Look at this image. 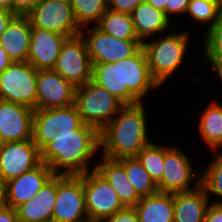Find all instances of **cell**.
I'll return each instance as SVG.
<instances>
[{"label": "cell", "instance_id": "obj_45", "mask_svg": "<svg viewBox=\"0 0 222 222\" xmlns=\"http://www.w3.org/2000/svg\"><path fill=\"white\" fill-rule=\"evenodd\" d=\"M81 222H100V221H97V220H92L90 218H87L86 220H83Z\"/></svg>", "mask_w": 222, "mask_h": 222}, {"label": "cell", "instance_id": "obj_3", "mask_svg": "<svg viewBox=\"0 0 222 222\" xmlns=\"http://www.w3.org/2000/svg\"><path fill=\"white\" fill-rule=\"evenodd\" d=\"M100 151L99 131L82 124L73 134L63 135L41 151V162L55 174L79 175L90 170L89 162Z\"/></svg>", "mask_w": 222, "mask_h": 222}, {"label": "cell", "instance_id": "obj_15", "mask_svg": "<svg viewBox=\"0 0 222 222\" xmlns=\"http://www.w3.org/2000/svg\"><path fill=\"white\" fill-rule=\"evenodd\" d=\"M37 109L67 107L75 103L76 87L53 69L37 70Z\"/></svg>", "mask_w": 222, "mask_h": 222}, {"label": "cell", "instance_id": "obj_37", "mask_svg": "<svg viewBox=\"0 0 222 222\" xmlns=\"http://www.w3.org/2000/svg\"><path fill=\"white\" fill-rule=\"evenodd\" d=\"M203 222H222V205L209 204Z\"/></svg>", "mask_w": 222, "mask_h": 222}, {"label": "cell", "instance_id": "obj_40", "mask_svg": "<svg viewBox=\"0 0 222 222\" xmlns=\"http://www.w3.org/2000/svg\"><path fill=\"white\" fill-rule=\"evenodd\" d=\"M208 65L211 66L212 70L215 72V74L218 76L219 80L222 81V59L217 57H204Z\"/></svg>", "mask_w": 222, "mask_h": 222}, {"label": "cell", "instance_id": "obj_46", "mask_svg": "<svg viewBox=\"0 0 222 222\" xmlns=\"http://www.w3.org/2000/svg\"><path fill=\"white\" fill-rule=\"evenodd\" d=\"M3 145V141H2V139H1V137H0V147Z\"/></svg>", "mask_w": 222, "mask_h": 222}, {"label": "cell", "instance_id": "obj_34", "mask_svg": "<svg viewBox=\"0 0 222 222\" xmlns=\"http://www.w3.org/2000/svg\"><path fill=\"white\" fill-rule=\"evenodd\" d=\"M145 0H108V9L115 12L131 14Z\"/></svg>", "mask_w": 222, "mask_h": 222}, {"label": "cell", "instance_id": "obj_21", "mask_svg": "<svg viewBox=\"0 0 222 222\" xmlns=\"http://www.w3.org/2000/svg\"><path fill=\"white\" fill-rule=\"evenodd\" d=\"M193 185V190L173 193V222H203L207 208L211 203L204 187Z\"/></svg>", "mask_w": 222, "mask_h": 222}, {"label": "cell", "instance_id": "obj_17", "mask_svg": "<svg viewBox=\"0 0 222 222\" xmlns=\"http://www.w3.org/2000/svg\"><path fill=\"white\" fill-rule=\"evenodd\" d=\"M67 38L50 30L31 27L27 62L37 70L53 69L62 44Z\"/></svg>", "mask_w": 222, "mask_h": 222}, {"label": "cell", "instance_id": "obj_6", "mask_svg": "<svg viewBox=\"0 0 222 222\" xmlns=\"http://www.w3.org/2000/svg\"><path fill=\"white\" fill-rule=\"evenodd\" d=\"M83 124L75 104L67 107L37 109L33 113V142L41 152L63 135L73 134Z\"/></svg>", "mask_w": 222, "mask_h": 222}, {"label": "cell", "instance_id": "obj_36", "mask_svg": "<svg viewBox=\"0 0 222 222\" xmlns=\"http://www.w3.org/2000/svg\"><path fill=\"white\" fill-rule=\"evenodd\" d=\"M190 0H167L165 15L171 20V15L185 14Z\"/></svg>", "mask_w": 222, "mask_h": 222}, {"label": "cell", "instance_id": "obj_41", "mask_svg": "<svg viewBox=\"0 0 222 222\" xmlns=\"http://www.w3.org/2000/svg\"><path fill=\"white\" fill-rule=\"evenodd\" d=\"M7 181L0 176V208L7 205Z\"/></svg>", "mask_w": 222, "mask_h": 222}, {"label": "cell", "instance_id": "obj_26", "mask_svg": "<svg viewBox=\"0 0 222 222\" xmlns=\"http://www.w3.org/2000/svg\"><path fill=\"white\" fill-rule=\"evenodd\" d=\"M104 33L123 40H139L131 14L107 10L96 25Z\"/></svg>", "mask_w": 222, "mask_h": 222}, {"label": "cell", "instance_id": "obj_19", "mask_svg": "<svg viewBox=\"0 0 222 222\" xmlns=\"http://www.w3.org/2000/svg\"><path fill=\"white\" fill-rule=\"evenodd\" d=\"M57 195V174H54L36 196L16 208L19 222H52Z\"/></svg>", "mask_w": 222, "mask_h": 222}, {"label": "cell", "instance_id": "obj_43", "mask_svg": "<svg viewBox=\"0 0 222 222\" xmlns=\"http://www.w3.org/2000/svg\"><path fill=\"white\" fill-rule=\"evenodd\" d=\"M145 1L148 2L150 5H152L153 7H155L156 9L161 10L165 13V6L167 0H145Z\"/></svg>", "mask_w": 222, "mask_h": 222}, {"label": "cell", "instance_id": "obj_31", "mask_svg": "<svg viewBox=\"0 0 222 222\" xmlns=\"http://www.w3.org/2000/svg\"><path fill=\"white\" fill-rule=\"evenodd\" d=\"M136 157L147 170L150 178L157 184L163 176L164 145H157L151 142L143 147Z\"/></svg>", "mask_w": 222, "mask_h": 222}, {"label": "cell", "instance_id": "obj_22", "mask_svg": "<svg viewBox=\"0 0 222 222\" xmlns=\"http://www.w3.org/2000/svg\"><path fill=\"white\" fill-rule=\"evenodd\" d=\"M101 158L95 169L109 182L125 207H134L141 197L127 178L124 166L118 160Z\"/></svg>", "mask_w": 222, "mask_h": 222}, {"label": "cell", "instance_id": "obj_18", "mask_svg": "<svg viewBox=\"0 0 222 222\" xmlns=\"http://www.w3.org/2000/svg\"><path fill=\"white\" fill-rule=\"evenodd\" d=\"M55 173L44 162L19 177L7 182V206L16 209L22 203L33 199L37 192Z\"/></svg>", "mask_w": 222, "mask_h": 222}, {"label": "cell", "instance_id": "obj_39", "mask_svg": "<svg viewBox=\"0 0 222 222\" xmlns=\"http://www.w3.org/2000/svg\"><path fill=\"white\" fill-rule=\"evenodd\" d=\"M16 14L8 8H0V37L5 31L8 23Z\"/></svg>", "mask_w": 222, "mask_h": 222}, {"label": "cell", "instance_id": "obj_2", "mask_svg": "<svg viewBox=\"0 0 222 222\" xmlns=\"http://www.w3.org/2000/svg\"><path fill=\"white\" fill-rule=\"evenodd\" d=\"M146 118L144 102L124 105L99 132L102 156L114 160L136 157L143 147L151 143Z\"/></svg>", "mask_w": 222, "mask_h": 222}, {"label": "cell", "instance_id": "obj_20", "mask_svg": "<svg viewBox=\"0 0 222 222\" xmlns=\"http://www.w3.org/2000/svg\"><path fill=\"white\" fill-rule=\"evenodd\" d=\"M31 23L27 15L16 14L0 37V46L13 62H27Z\"/></svg>", "mask_w": 222, "mask_h": 222}, {"label": "cell", "instance_id": "obj_30", "mask_svg": "<svg viewBox=\"0 0 222 222\" xmlns=\"http://www.w3.org/2000/svg\"><path fill=\"white\" fill-rule=\"evenodd\" d=\"M215 154L205 171H201V185L208 196L213 194L220 197L221 201L217 200L214 203L222 205V150H217Z\"/></svg>", "mask_w": 222, "mask_h": 222}, {"label": "cell", "instance_id": "obj_14", "mask_svg": "<svg viewBox=\"0 0 222 222\" xmlns=\"http://www.w3.org/2000/svg\"><path fill=\"white\" fill-rule=\"evenodd\" d=\"M41 163V152L31 140L3 143L0 147V176L7 182Z\"/></svg>", "mask_w": 222, "mask_h": 222}, {"label": "cell", "instance_id": "obj_11", "mask_svg": "<svg viewBox=\"0 0 222 222\" xmlns=\"http://www.w3.org/2000/svg\"><path fill=\"white\" fill-rule=\"evenodd\" d=\"M87 218L82 174H57L52 222H81Z\"/></svg>", "mask_w": 222, "mask_h": 222}, {"label": "cell", "instance_id": "obj_5", "mask_svg": "<svg viewBox=\"0 0 222 222\" xmlns=\"http://www.w3.org/2000/svg\"><path fill=\"white\" fill-rule=\"evenodd\" d=\"M84 124L99 132L119 113L124 104L92 80L76 88L75 103Z\"/></svg>", "mask_w": 222, "mask_h": 222}, {"label": "cell", "instance_id": "obj_42", "mask_svg": "<svg viewBox=\"0 0 222 222\" xmlns=\"http://www.w3.org/2000/svg\"><path fill=\"white\" fill-rule=\"evenodd\" d=\"M13 61L7 52L0 46V73H2Z\"/></svg>", "mask_w": 222, "mask_h": 222}, {"label": "cell", "instance_id": "obj_24", "mask_svg": "<svg viewBox=\"0 0 222 222\" xmlns=\"http://www.w3.org/2000/svg\"><path fill=\"white\" fill-rule=\"evenodd\" d=\"M139 222H173L174 198L172 193L157 192L141 197L134 206Z\"/></svg>", "mask_w": 222, "mask_h": 222}, {"label": "cell", "instance_id": "obj_27", "mask_svg": "<svg viewBox=\"0 0 222 222\" xmlns=\"http://www.w3.org/2000/svg\"><path fill=\"white\" fill-rule=\"evenodd\" d=\"M118 161L124 166L127 178L140 197L154 195L158 192L156 183L150 178L137 157L121 158Z\"/></svg>", "mask_w": 222, "mask_h": 222}, {"label": "cell", "instance_id": "obj_12", "mask_svg": "<svg viewBox=\"0 0 222 222\" xmlns=\"http://www.w3.org/2000/svg\"><path fill=\"white\" fill-rule=\"evenodd\" d=\"M31 27L50 30L67 37L80 34L69 0H41L26 14Z\"/></svg>", "mask_w": 222, "mask_h": 222}, {"label": "cell", "instance_id": "obj_4", "mask_svg": "<svg viewBox=\"0 0 222 222\" xmlns=\"http://www.w3.org/2000/svg\"><path fill=\"white\" fill-rule=\"evenodd\" d=\"M155 39V40H154ZM142 43L153 79L162 86L184 62L189 48V32H173Z\"/></svg>", "mask_w": 222, "mask_h": 222}, {"label": "cell", "instance_id": "obj_7", "mask_svg": "<svg viewBox=\"0 0 222 222\" xmlns=\"http://www.w3.org/2000/svg\"><path fill=\"white\" fill-rule=\"evenodd\" d=\"M37 69L29 62H12L0 73V99L37 110Z\"/></svg>", "mask_w": 222, "mask_h": 222}, {"label": "cell", "instance_id": "obj_10", "mask_svg": "<svg viewBox=\"0 0 222 222\" xmlns=\"http://www.w3.org/2000/svg\"><path fill=\"white\" fill-rule=\"evenodd\" d=\"M53 70L76 88L91 81L92 62L81 34L64 41Z\"/></svg>", "mask_w": 222, "mask_h": 222}, {"label": "cell", "instance_id": "obj_33", "mask_svg": "<svg viewBox=\"0 0 222 222\" xmlns=\"http://www.w3.org/2000/svg\"><path fill=\"white\" fill-rule=\"evenodd\" d=\"M102 222H139V217L134 207H125Z\"/></svg>", "mask_w": 222, "mask_h": 222}, {"label": "cell", "instance_id": "obj_44", "mask_svg": "<svg viewBox=\"0 0 222 222\" xmlns=\"http://www.w3.org/2000/svg\"><path fill=\"white\" fill-rule=\"evenodd\" d=\"M0 8H8V0H0Z\"/></svg>", "mask_w": 222, "mask_h": 222}, {"label": "cell", "instance_id": "obj_16", "mask_svg": "<svg viewBox=\"0 0 222 222\" xmlns=\"http://www.w3.org/2000/svg\"><path fill=\"white\" fill-rule=\"evenodd\" d=\"M34 109L0 99V137L3 143L33 139Z\"/></svg>", "mask_w": 222, "mask_h": 222}, {"label": "cell", "instance_id": "obj_13", "mask_svg": "<svg viewBox=\"0 0 222 222\" xmlns=\"http://www.w3.org/2000/svg\"><path fill=\"white\" fill-rule=\"evenodd\" d=\"M82 28L81 36L86 43L92 63H114L135 54L141 47L140 40H123L104 33L96 25L91 30Z\"/></svg>", "mask_w": 222, "mask_h": 222}, {"label": "cell", "instance_id": "obj_32", "mask_svg": "<svg viewBox=\"0 0 222 222\" xmlns=\"http://www.w3.org/2000/svg\"><path fill=\"white\" fill-rule=\"evenodd\" d=\"M203 51L204 57H217L222 59V13L213 24L205 31Z\"/></svg>", "mask_w": 222, "mask_h": 222}, {"label": "cell", "instance_id": "obj_28", "mask_svg": "<svg viewBox=\"0 0 222 222\" xmlns=\"http://www.w3.org/2000/svg\"><path fill=\"white\" fill-rule=\"evenodd\" d=\"M77 21L82 29L90 23L97 25L101 16L108 10V0H69Z\"/></svg>", "mask_w": 222, "mask_h": 222}, {"label": "cell", "instance_id": "obj_35", "mask_svg": "<svg viewBox=\"0 0 222 222\" xmlns=\"http://www.w3.org/2000/svg\"><path fill=\"white\" fill-rule=\"evenodd\" d=\"M41 0H8V9L19 15L29 13Z\"/></svg>", "mask_w": 222, "mask_h": 222}, {"label": "cell", "instance_id": "obj_38", "mask_svg": "<svg viewBox=\"0 0 222 222\" xmlns=\"http://www.w3.org/2000/svg\"><path fill=\"white\" fill-rule=\"evenodd\" d=\"M0 222H19L16 209L10 206L0 208Z\"/></svg>", "mask_w": 222, "mask_h": 222}, {"label": "cell", "instance_id": "obj_23", "mask_svg": "<svg viewBox=\"0 0 222 222\" xmlns=\"http://www.w3.org/2000/svg\"><path fill=\"white\" fill-rule=\"evenodd\" d=\"M135 32L143 43L155 34L166 31L171 20L161 10L156 9L148 2H141L131 13Z\"/></svg>", "mask_w": 222, "mask_h": 222}, {"label": "cell", "instance_id": "obj_29", "mask_svg": "<svg viewBox=\"0 0 222 222\" xmlns=\"http://www.w3.org/2000/svg\"><path fill=\"white\" fill-rule=\"evenodd\" d=\"M222 13V3L217 0H190L186 13L197 23L210 29Z\"/></svg>", "mask_w": 222, "mask_h": 222}, {"label": "cell", "instance_id": "obj_8", "mask_svg": "<svg viewBox=\"0 0 222 222\" xmlns=\"http://www.w3.org/2000/svg\"><path fill=\"white\" fill-rule=\"evenodd\" d=\"M88 218L102 222L125 208L109 182L95 169L82 173Z\"/></svg>", "mask_w": 222, "mask_h": 222}, {"label": "cell", "instance_id": "obj_1", "mask_svg": "<svg viewBox=\"0 0 222 222\" xmlns=\"http://www.w3.org/2000/svg\"><path fill=\"white\" fill-rule=\"evenodd\" d=\"M91 80L124 105L143 102L151 89L160 87L150 73L143 47L132 56L118 62L92 63Z\"/></svg>", "mask_w": 222, "mask_h": 222}, {"label": "cell", "instance_id": "obj_9", "mask_svg": "<svg viewBox=\"0 0 222 222\" xmlns=\"http://www.w3.org/2000/svg\"><path fill=\"white\" fill-rule=\"evenodd\" d=\"M189 157L176 145H164V170L161 180L156 184L158 192L178 193L193 190L194 185L201 184V173L194 172ZM197 176V180H193Z\"/></svg>", "mask_w": 222, "mask_h": 222}, {"label": "cell", "instance_id": "obj_25", "mask_svg": "<svg viewBox=\"0 0 222 222\" xmlns=\"http://www.w3.org/2000/svg\"><path fill=\"white\" fill-rule=\"evenodd\" d=\"M199 130L203 140L212 149H222V104L212 101L200 115Z\"/></svg>", "mask_w": 222, "mask_h": 222}]
</instances>
